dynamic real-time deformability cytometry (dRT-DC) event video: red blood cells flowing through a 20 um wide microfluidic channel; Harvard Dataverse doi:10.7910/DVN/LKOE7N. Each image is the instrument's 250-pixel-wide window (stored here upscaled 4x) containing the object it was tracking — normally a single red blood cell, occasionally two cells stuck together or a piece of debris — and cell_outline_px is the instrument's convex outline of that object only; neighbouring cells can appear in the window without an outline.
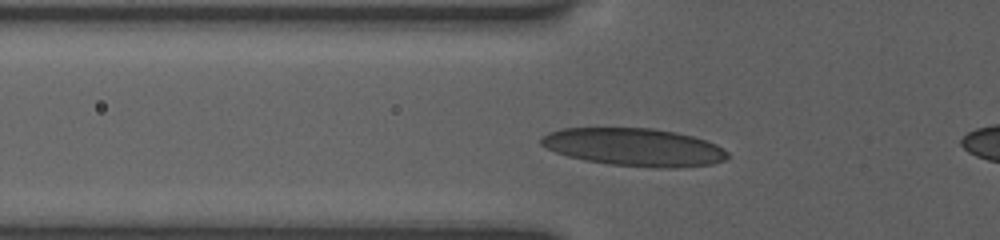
{"species": "human", "species_latin": "Homo sapiens", "temperature_condition": "room temperature", "stored_images_in_passage": 13, "camera_frame_rate_fps": 3000, "um_per_image_px": 0.085, "donor": {"sex": "female"}, "frame": {"image": 1, "passage_image": 10, "time_ms": 4.667, "image_size_px": [1000, 240], "cell_outline_px": [[728, 156], [724, 160], [712, 164], [672, 168], [656, 168], [608, 164], [584, 160], [568, 156], [556, 152], [540, 144], [540, 136], [548, 132], [560, 128], [652, 128], [676, 132], [692, 136], [716, 144], [728, 152]], "centroid_in_image_um": [53.87, 12.5], "position_along_channel_um": 71.9, "area_um2": 41.15}}